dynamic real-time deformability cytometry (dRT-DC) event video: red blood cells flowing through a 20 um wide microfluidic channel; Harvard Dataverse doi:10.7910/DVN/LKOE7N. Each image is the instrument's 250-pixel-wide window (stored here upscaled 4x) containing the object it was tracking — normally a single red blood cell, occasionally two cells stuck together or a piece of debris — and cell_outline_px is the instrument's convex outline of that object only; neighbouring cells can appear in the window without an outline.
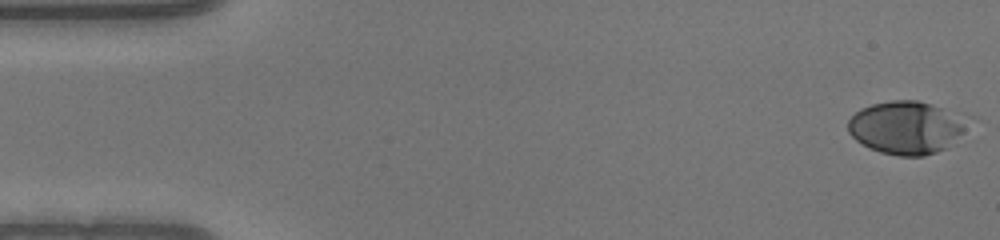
{"species": "human", "species_latin": "Homo sapiens", "temperature_condition": "warm", "stored_images_in_passage": 50, "camera_frame_rate_fps": 3000, "um_per_image_px": 0.085, "donor": {"sex": "male"}, "frame": {"image": 1, "passage_image": 1, "time_ms": 0.0, "image_size_px": [1000, 240], "cell_outline_px": [[976, 116], [948, 148], [924, 156], [900, 156], [880, 152], [856, 140], [848, 132], [848, 120], [860, 108], [872, 104], [892, 100], [916, 100], [932, 104]], "centroid_in_image_um": [77.15, 10.81], "position_along_channel_um": 7.9, "area_um2": 37.63}}
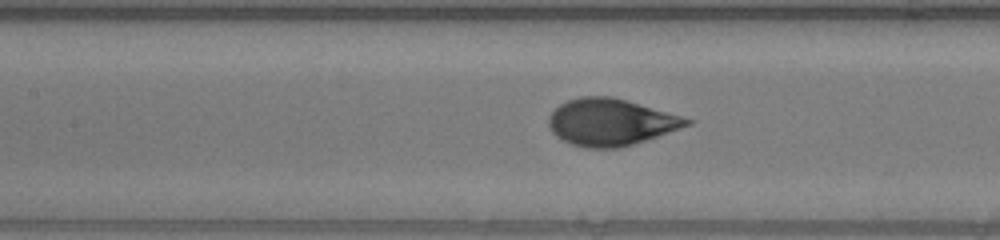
{"frame": {"image": 2, "passage_image": 22, "time_ms": 7.0, "image_size_px": [1000, 240], "cell_outline_px": [[692, 124], [620, 148], [584, 148], [572, 144], [556, 136], [552, 132], [548, 124], [548, 116], [560, 104], [568, 100], [580, 96], [612, 96], [680, 116], [692, 120]], "centroid_in_image_um": [51.85, 10.38], "position_along_channel_um": 155.6, "area_um2": 37.22}}
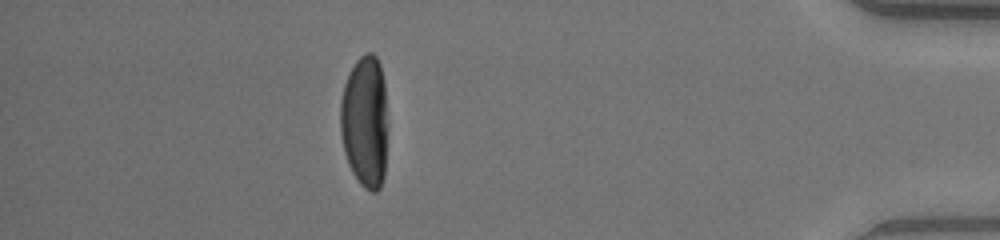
{"frame": {"image": 3, "passage_image": 44, "time_ms": 14.333, "image_size_px": [1000, 240], "cell_outline_px": [[384, 176], [380, 188], [376, 192], [372, 192], [364, 188], [360, 184], [352, 172], [348, 164], [344, 152], [340, 132], [340, 100], [344, 84], [356, 60], [364, 52], [372, 52], [376, 56], [380, 64], [384, 80]], "centroid_in_image_um": [30.96, 10.32], "position_along_channel_um": 404.2, "area_um2": 35.95}}